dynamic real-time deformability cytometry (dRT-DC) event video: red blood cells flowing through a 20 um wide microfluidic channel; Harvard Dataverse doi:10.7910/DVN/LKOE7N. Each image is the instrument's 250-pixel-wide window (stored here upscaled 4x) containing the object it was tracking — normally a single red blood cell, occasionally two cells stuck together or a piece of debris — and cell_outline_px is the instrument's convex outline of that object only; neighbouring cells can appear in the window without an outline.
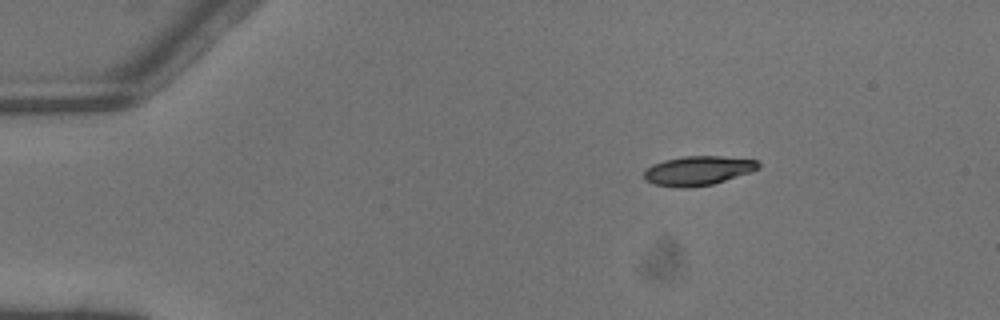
{"species": "common noctule bat (a hibernating species)", "species_latin": "Nyctalus noctula", "temperature_condition": "warm", "stored_images_in_passage": 2, "camera_frame_rate_fps": 3000, "um_per_image_px": 0.085, "animal": {"sex": "male", "body_mass_g": 13.3}, "frame": {"image": 1, "passage_image": 1, "time_ms": 0.0, "image_size_px": [1000, 320], "cell_outline_px": [[760, 168], [752, 172], [712, 184], [688, 188], [680, 188], [652, 184], [644, 180], [644, 172], [652, 164], [664, 160], [684, 156], [720, 156], [756, 160], [760, 164]], "centroid_in_image_um": [59.32, 14.51], "position_along_channel_um": 25.7, "area_um2": 19.59}}